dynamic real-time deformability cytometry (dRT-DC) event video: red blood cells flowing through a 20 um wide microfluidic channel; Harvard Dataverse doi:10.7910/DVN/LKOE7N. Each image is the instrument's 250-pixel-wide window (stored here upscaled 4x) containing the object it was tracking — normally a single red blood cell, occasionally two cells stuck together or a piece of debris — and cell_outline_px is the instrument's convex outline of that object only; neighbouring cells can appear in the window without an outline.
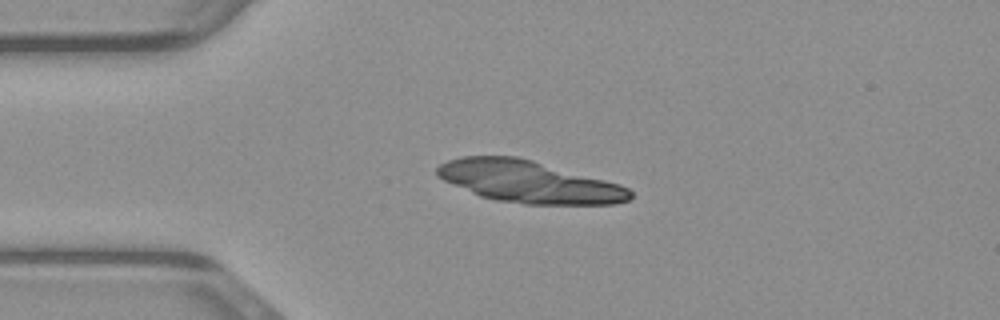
{"species": "common noctule bat (a hibernating species)", "species_latin": "Nyctalus noctula", "temperature_condition": "warm", "stored_images_in_passage": 26, "camera_frame_rate_fps": 3000, "um_per_image_px": 0.085, "animal": {"sex": "male", "body_mass_g": 23.1, "forearm_length_mm": 52.7}, "frame": {"image": 1, "passage_image": 1, "time_ms": 0.0, "image_size_px": [1000, 320], "cell_outline_px": [[628, 196], [624, 200], [532, 200], [564, 180], [588, 180], [612, 184], [624, 188], [628, 192]], "centroid_in_image_um": [49.64, 16.28], "position_along_channel_um": 35.4, "area_um2": 10.35}}